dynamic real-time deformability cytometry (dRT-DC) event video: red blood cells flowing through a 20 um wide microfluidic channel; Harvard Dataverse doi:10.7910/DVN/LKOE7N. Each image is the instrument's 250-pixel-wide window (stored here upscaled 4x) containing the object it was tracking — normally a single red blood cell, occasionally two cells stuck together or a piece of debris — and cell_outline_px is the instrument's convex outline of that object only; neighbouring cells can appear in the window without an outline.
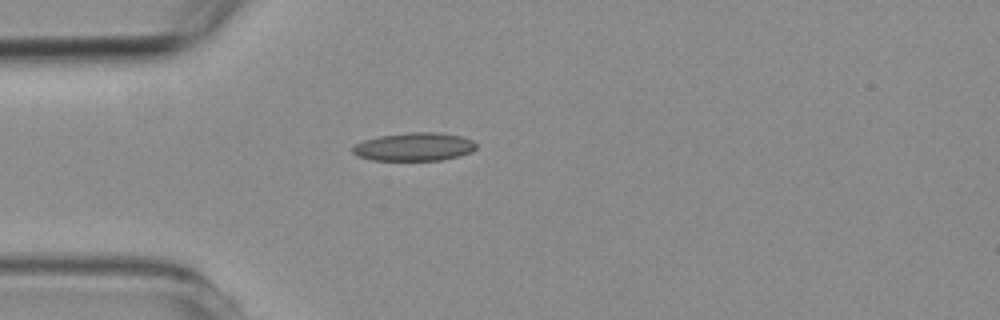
{"species": "common noctule bat (a hibernating species)", "species_latin": "Nyctalus noctula", "temperature_condition": "room temperature", "stored_images_in_passage": 3, "camera_frame_rate_fps": 3000, "um_per_image_px": 0.085, "animal": {"sex": "female", "body_mass_g": 19.3, "forearm_length_mm": 54.1}, "frame": {"image": 1, "passage_image": 3, "time_ms": 3.333, "image_size_px": [1000, 320], "cell_outline_px": [[476, 148], [472, 152], [460, 156], [440, 160], [372, 160], [356, 156], [352, 152], [352, 148], [356, 144], [364, 140], [380, 136], [412, 132], [436, 132], [460, 136], [472, 140], [476, 144]], "centroid_in_image_um": [35.21, 12.48], "position_along_channel_um": 49.8, "area_um2": 20.29}}